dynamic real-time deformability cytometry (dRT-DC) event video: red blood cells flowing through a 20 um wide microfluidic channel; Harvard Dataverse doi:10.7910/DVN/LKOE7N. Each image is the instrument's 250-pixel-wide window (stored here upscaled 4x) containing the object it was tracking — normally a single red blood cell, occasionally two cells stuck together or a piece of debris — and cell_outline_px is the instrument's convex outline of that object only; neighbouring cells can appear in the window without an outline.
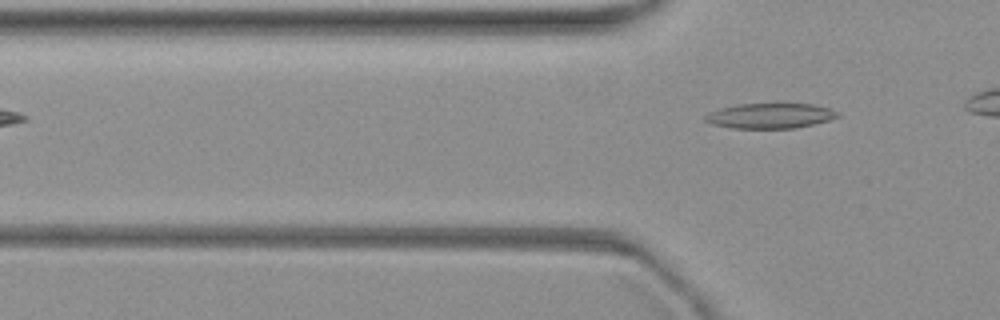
{"species": "common noctule bat (a hibernating species)", "species_latin": "Nyctalus noctula", "temperature_condition": "warm", "stored_images_in_passage": 4, "camera_frame_rate_fps": 3000, "um_per_image_px": 0.085, "animal": {"sex": "female", "body_mass_g": 19.3, "forearm_length_mm": 54.1}, "frame": {"image": 1, "passage_image": 4, "time_ms": 1.0, "image_size_px": [1000, 320], "cell_outline_px": [[840, 116], [828, 120], [796, 128], [732, 128], [712, 124], [704, 120], [704, 116], [720, 108], [740, 104], [812, 104], [828, 108], [840, 112]], "centroid_in_image_um": [65.47, 9.84], "position_along_channel_um": 60.3, "area_um2": 19.19}}